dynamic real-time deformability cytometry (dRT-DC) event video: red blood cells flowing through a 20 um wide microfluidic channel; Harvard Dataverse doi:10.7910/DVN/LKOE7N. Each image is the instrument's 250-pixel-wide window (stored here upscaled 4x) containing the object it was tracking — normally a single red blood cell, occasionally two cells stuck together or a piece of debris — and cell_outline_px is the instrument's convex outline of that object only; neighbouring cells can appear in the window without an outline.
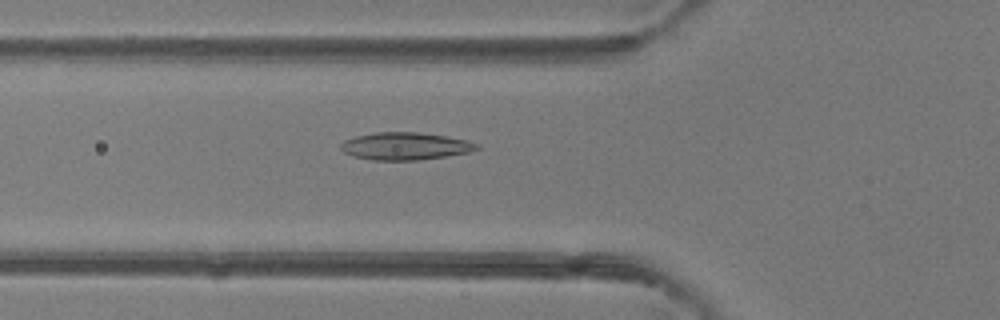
{"species": "common noctule bat (a hibernating species)", "species_latin": "Nyctalus noctula", "temperature_condition": "room temperature", "stored_images_in_passage": 39, "camera_frame_rate_fps": 3000, "um_per_image_px": 0.085, "animal": {"sex": "female"}, "frame": {"image": 1, "passage_image": 10, "time_ms": 3.0, "image_size_px": [1000, 320], "cell_outline_px": [[480, 148], [468, 152], [444, 156], [416, 160], [372, 160], [352, 156], [344, 152], [340, 148], [340, 144], [344, 140], [356, 136], [376, 132], [420, 132], [468, 140], [480, 144]], "centroid_in_image_um": [34.43, 12.41], "position_along_channel_um": 91.4, "area_um2": 21.73}}
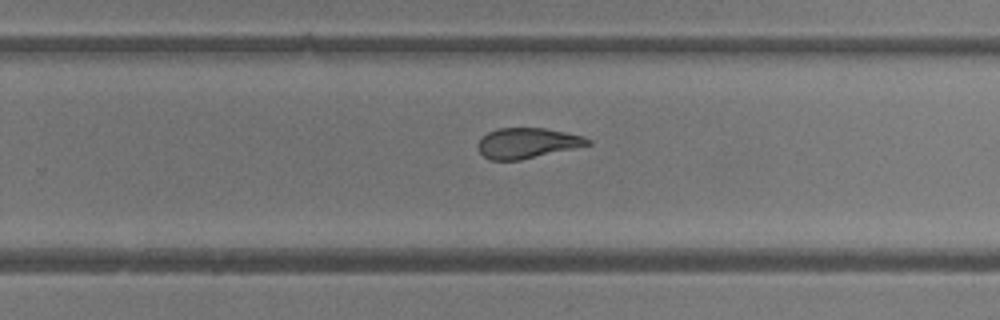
{"frame": {"image": 2, "passage_image": 24, "time_ms": 7.667, "image_size_px": [1000, 320], "cell_outline_px": [[592, 144], [520, 160], [488, 160], [480, 152], [480, 140], [488, 132], [496, 128], [544, 128], [584, 136], [592, 140]], "centroid_in_image_um": [44.84, 12.16], "position_along_channel_um": 285.0, "area_um2": 19.19}}
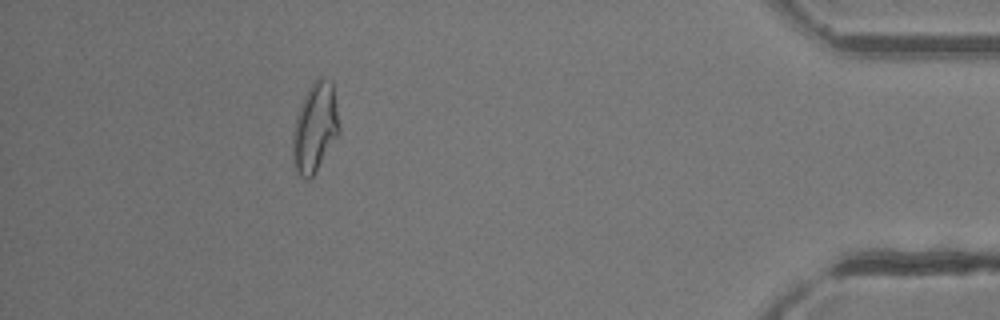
{"frame": {"image": 3, "passage_image": 37, "time_ms": 12.0, "image_size_px": [1000, 320], "cell_outline_px": [[340, 132], [316, 172], [308, 180], [304, 180], [296, 172], [292, 152], [292, 132], [296, 116], [300, 104], [312, 80], [320, 76], [332, 80], [340, 128]], "centroid_in_image_um": [26.76, 10.83], "position_along_channel_um": 408.4, "area_um2": 24.57}}